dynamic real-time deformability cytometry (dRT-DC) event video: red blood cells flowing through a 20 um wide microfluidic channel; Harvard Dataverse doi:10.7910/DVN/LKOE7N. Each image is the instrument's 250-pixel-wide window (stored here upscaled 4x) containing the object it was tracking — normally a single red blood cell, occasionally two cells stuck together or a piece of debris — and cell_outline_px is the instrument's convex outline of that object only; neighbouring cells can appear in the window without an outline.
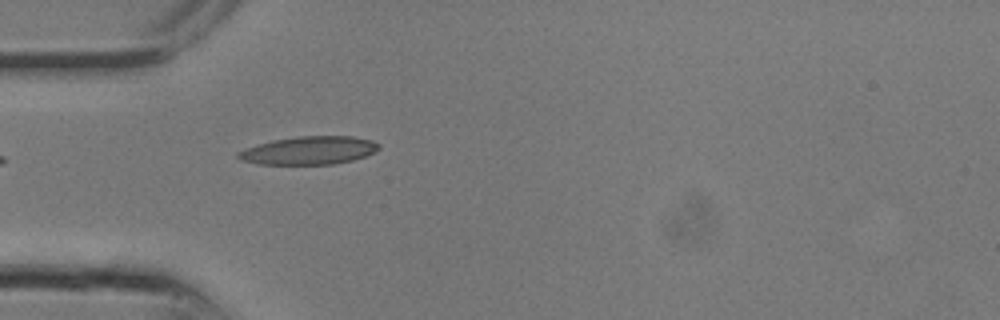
{"species": "common noctule bat (a hibernating species)", "species_latin": "Nyctalus noctula", "temperature_condition": "room temperature", "stored_images_in_passage": 1, "camera_frame_rate_fps": 3000, "um_per_image_px": 0.085, "animal": {"sex": "male", "body_mass_g": 13.3}, "frame": {"image": 1, "passage_image": 1, "time_ms": 0.0, "image_size_px": [1000, 320], "cell_outline_px": [[380, 148], [376, 152], [352, 160], [332, 164], [260, 164], [240, 160], [236, 156], [236, 152], [272, 140], [296, 136], [352, 136], [372, 140], [380, 144]], "centroid_in_image_um": [26.29, 12.78], "position_along_channel_um": 58.7, "area_um2": 23.0}}